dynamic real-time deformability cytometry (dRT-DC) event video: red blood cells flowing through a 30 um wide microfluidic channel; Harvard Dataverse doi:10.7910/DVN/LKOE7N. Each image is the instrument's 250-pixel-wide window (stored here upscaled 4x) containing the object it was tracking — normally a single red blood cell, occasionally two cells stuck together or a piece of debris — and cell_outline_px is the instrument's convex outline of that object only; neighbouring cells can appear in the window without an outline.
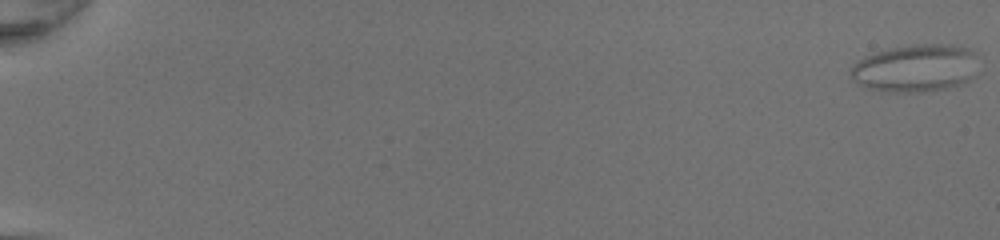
{"species": "common noctule bat (a hibernating species)", "species_latin": "Nyctalus noctula", "temperature_condition": "room temperature", "stored_images_in_passage": 52, "camera_frame_rate_fps": 3000, "um_per_image_px": 0.085, "animal": {"sex": "female", "body_mass_g": 20.0, "forearm_length_mm": 54.0}, "frame": {"image": 1, "passage_image": 1, "time_ms": 0.0, "image_size_px": [1000, 240], "cell_outline_px": [[980, 72], [976, 76], [960, 84], [944, 88], [924, 92], [892, 92], [868, 88], [856, 84], [852, 80], [852, 64], [864, 56], [876, 52], [908, 44], [952, 44], [968, 48], [976, 52]], "centroid_in_image_um": [77.88, 5.78], "position_along_channel_um": 7.1, "area_um2": 36.07}}
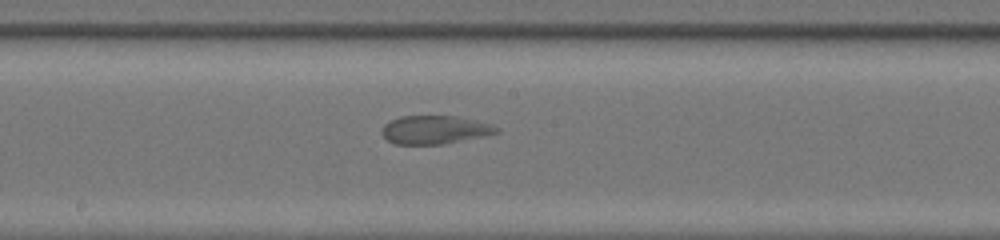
{"frame": {"image": 2, "passage_image": 31, "time_ms": 10.0, "image_size_px": [1000, 240], "cell_outline_px": [[500, 132], [444, 144], [396, 144], [388, 140], [380, 132], [384, 124], [400, 116], [456, 116], [492, 124], [500, 128]], "centroid_in_image_um": [36.95, 11.03], "position_along_channel_um": 211.2, "area_um2": 18.84}}
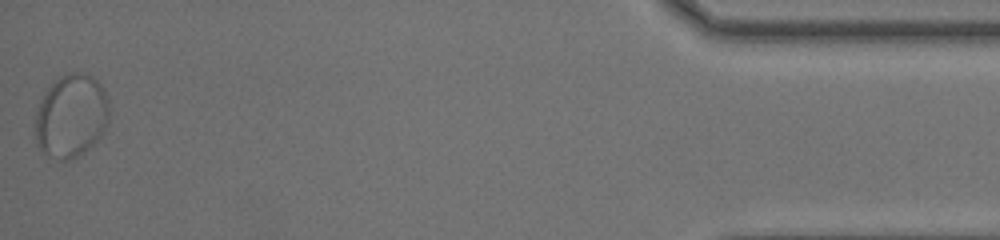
{"frame": {"image": 3, "passage_image": 52, "time_ms": 17.0, "image_size_px": [1000, 240], "cell_outline_px": [[108, 120], [100, 136], [84, 152], [68, 160], [60, 160], [48, 156], [36, 144], [32, 124], [40, 100], [44, 92], [60, 76], [68, 72], [84, 72], [92, 76], [100, 84], [108, 100]], "centroid_in_image_um": [5.99, 9.85], "position_along_channel_um": 429.2, "area_um2": 36.13}}